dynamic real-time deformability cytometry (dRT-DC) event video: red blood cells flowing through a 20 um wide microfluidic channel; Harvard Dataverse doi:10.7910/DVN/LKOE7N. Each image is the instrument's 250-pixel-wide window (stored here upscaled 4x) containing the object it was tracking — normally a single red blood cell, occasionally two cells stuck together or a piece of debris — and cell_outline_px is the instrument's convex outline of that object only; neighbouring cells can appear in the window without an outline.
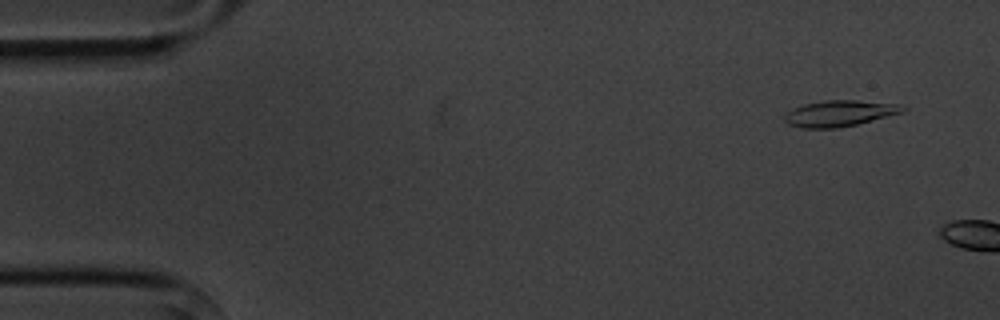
{"species": "common noctule bat (a hibernating species)", "species_latin": "Nyctalus noctula", "temperature_condition": "cold", "stored_images_in_passage": 3, "camera_frame_rate_fps": 3000, "um_per_image_px": 0.085, "animal": {"sex": "male", "body_mass_g": 20.1, "forearm_length_mm": 53.5}, "frame": {"image": 1, "passage_image": 1, "time_ms": 0.0, "image_size_px": [1000, 320], "cell_outline_px": [[908, 108], [900, 112], [856, 124], [836, 128], [804, 128], [788, 124], [784, 120], [784, 116], [792, 108], [804, 104], [824, 100], [856, 100], [896, 104]], "centroid_in_image_um": [71.29, 9.63], "position_along_channel_um": 13.7, "area_um2": 17.57}}